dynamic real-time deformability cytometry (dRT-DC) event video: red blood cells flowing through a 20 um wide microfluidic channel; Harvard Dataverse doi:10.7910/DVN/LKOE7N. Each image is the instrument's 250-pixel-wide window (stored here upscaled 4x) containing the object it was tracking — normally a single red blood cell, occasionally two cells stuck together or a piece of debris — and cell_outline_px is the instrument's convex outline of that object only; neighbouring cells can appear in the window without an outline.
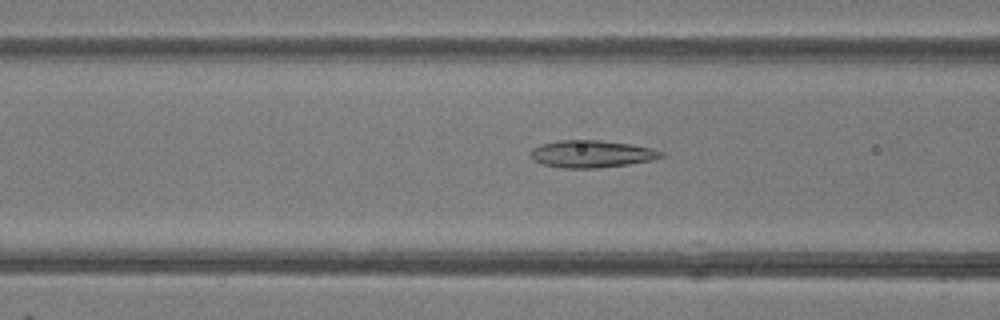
{"species": "common noctule bat (a hibernating species)", "species_latin": "Nyctalus noctula", "temperature_condition": "room temperature", "stored_images_in_passage": 7, "camera_frame_rate_fps": 3000, "um_per_image_px": 0.085, "animal": {"sex": "female"}, "frame": {"image": 1, "passage_image": 5, "time_ms": 1.333, "image_size_px": [1000, 320], "cell_outline_px": [[664, 156], [652, 160], [628, 164], [596, 168], [564, 168], [544, 164], [532, 160], [528, 152], [532, 148], [540, 144], [560, 140], [600, 140], [628, 144], [652, 148], [664, 152]], "centroid_in_image_um": [50.25, 13.08], "position_along_channel_um": 116.4, "area_um2": 20.75}}